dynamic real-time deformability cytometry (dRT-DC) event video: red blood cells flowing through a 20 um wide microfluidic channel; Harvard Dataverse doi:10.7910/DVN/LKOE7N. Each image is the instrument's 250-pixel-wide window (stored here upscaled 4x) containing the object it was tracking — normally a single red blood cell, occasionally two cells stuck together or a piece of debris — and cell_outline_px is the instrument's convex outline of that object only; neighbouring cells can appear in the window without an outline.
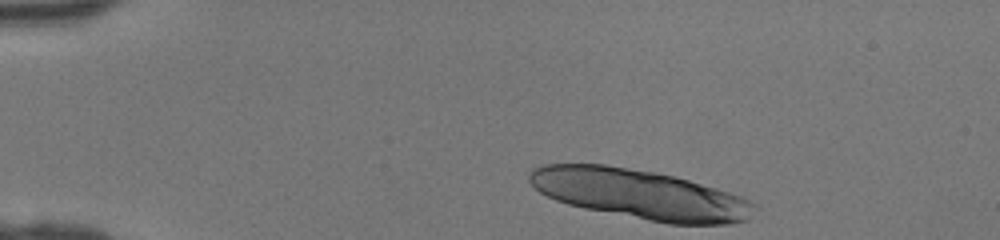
{"species": "human", "species_latin": "Homo sapiens", "temperature_condition": "room temperature", "stored_images_in_passage": 39, "camera_frame_rate_fps": 3000, "um_per_image_px": 0.085, "donor": {"sex": "female"}, "frame": {"image": 1, "passage_image": 1, "time_ms": 0.0, "image_size_px": [1000, 240], "cell_outline_px": [[760, 208], [748, 220], [728, 224], [668, 224], [584, 208], [568, 204], [556, 200], [540, 192], [528, 180], [528, 172], [532, 168], [544, 164], [604, 164], [656, 172], [688, 180], [716, 188], [740, 196], [748, 200]], "centroid_in_image_um": [54.4, 16.51], "position_along_channel_um": 30.6, "area_um2": 65.08}}
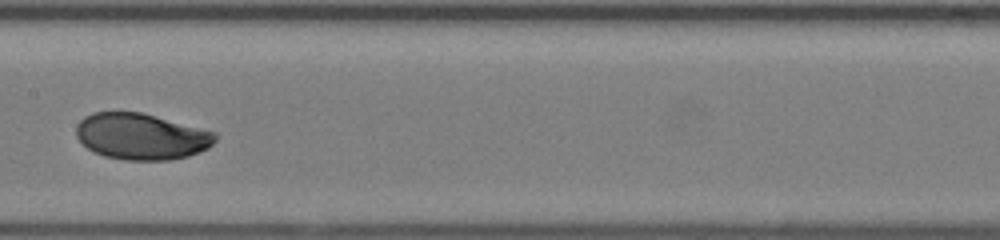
{"frame": {"image": 2, "passage_image": 18, "time_ms": 5.667, "image_size_px": [1000, 240], "cell_outline_px": [[216, 140], [208, 148], [200, 152], [188, 156], [168, 160], [124, 160], [104, 156], [88, 148], [76, 136], [76, 128], [80, 120], [84, 116], [92, 112], [140, 112], [216, 132]], "centroid_in_image_um": [12.01, 11.6], "position_along_channel_um": 195.4, "area_um2": 37.34}}
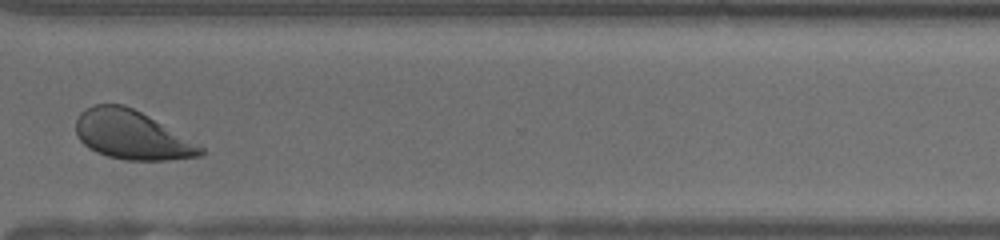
{"frame": {"image": 3, "passage_image": 29, "time_ms": 9.333, "image_size_px": [1000, 240], "cell_outline_px": [[204, 156], [168, 160], [124, 160], [108, 156], [96, 152], [88, 148], [80, 140], [76, 132], [76, 120], [80, 112], [84, 108], [92, 104], [124, 104], [148, 116], [204, 148]], "centroid_in_image_um": [11.16, 11.47], "position_along_channel_um": 359.4, "area_um2": 35.32}}